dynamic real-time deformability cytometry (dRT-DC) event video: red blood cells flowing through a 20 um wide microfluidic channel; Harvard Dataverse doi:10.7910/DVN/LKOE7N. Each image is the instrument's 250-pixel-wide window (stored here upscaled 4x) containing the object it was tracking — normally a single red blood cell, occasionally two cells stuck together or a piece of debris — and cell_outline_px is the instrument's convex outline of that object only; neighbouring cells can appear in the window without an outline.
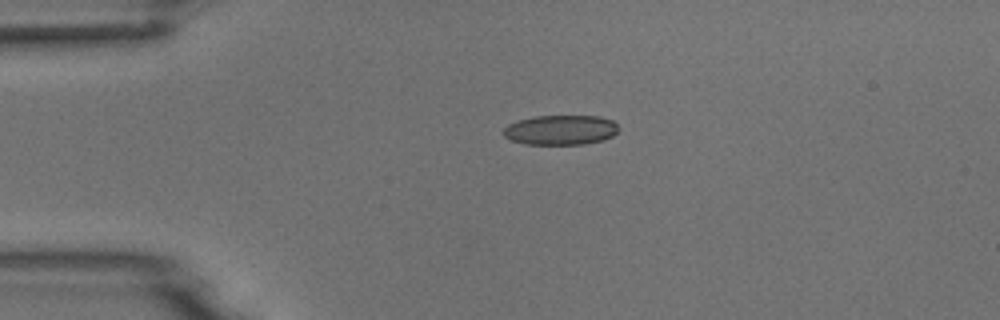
{"species": "common noctule bat (a hibernating species)", "species_latin": "Nyctalus noctula", "temperature_condition": "room temperature", "stored_images_in_passage": 2, "camera_frame_rate_fps": 3000, "um_per_image_px": 0.085, "animal": {"sex": "male", "body_mass_g": 18.8}, "frame": {"image": 1, "passage_image": 1, "time_ms": 0.0, "image_size_px": [1000, 320], "cell_outline_px": [[620, 128], [612, 136], [604, 140], [584, 144], [524, 144], [512, 140], [504, 136], [504, 128], [508, 124], [516, 120], [536, 116], [600, 116], [612, 120]], "centroid_in_image_um": [47.66, 11.04], "position_along_channel_um": 37.3, "area_um2": 20.06}}